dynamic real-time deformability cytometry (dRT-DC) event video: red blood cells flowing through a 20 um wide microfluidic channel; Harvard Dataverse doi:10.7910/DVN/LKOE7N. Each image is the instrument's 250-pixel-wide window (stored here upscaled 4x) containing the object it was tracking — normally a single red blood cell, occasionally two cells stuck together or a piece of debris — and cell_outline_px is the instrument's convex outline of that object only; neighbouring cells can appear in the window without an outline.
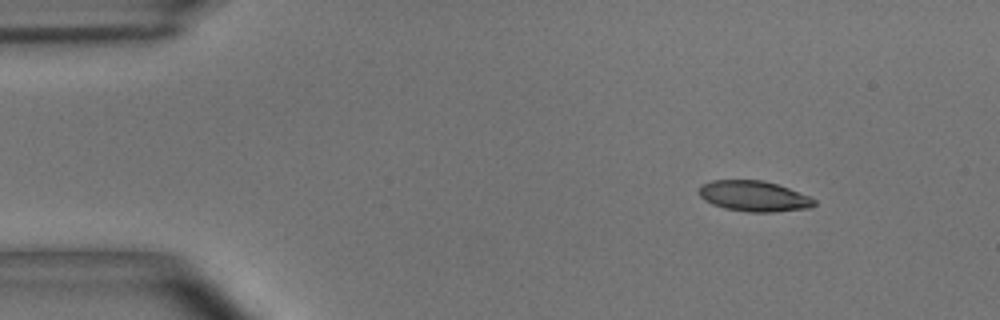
{"species": "common noctule bat (a hibernating species)", "species_latin": "Nyctalus noctula", "temperature_condition": "room temperature", "stored_images_in_passage": 5, "camera_frame_rate_fps": 3000, "um_per_image_px": 0.085, "animal": {"sex": "male", "body_mass_g": 15.6}, "frame": {"image": 1, "passage_image": 1, "time_ms": 0.0, "image_size_px": [1000, 320], "cell_outline_px": [[816, 204], [808, 208], [772, 212], [748, 212], [724, 208], [712, 204], [704, 200], [700, 196], [700, 188], [704, 184], [712, 180], [760, 180], [776, 184], [788, 188], [808, 196], [816, 200]], "centroid_in_image_um": [64.08, 16.68], "position_along_channel_um": 20.9, "area_um2": 20.29}}
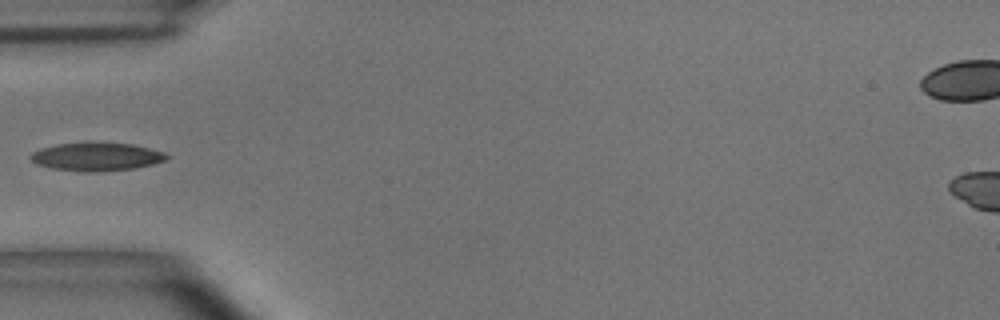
{"frame": {"image": 2, "passage_image": 4, "time_ms": 1.0, "image_size_px": [1000, 320], "cell_outline_px": [[172, 156], [168, 160], [136, 168], [100, 172], [80, 172], [52, 168], [36, 164], [28, 156], [32, 152], [40, 148], [56, 144], [84, 140], [92, 140], [132, 144], [164, 152]], "centroid_in_image_um": [8.2, 13.29], "position_along_channel_um": 76.8, "area_um2": 23.41}}
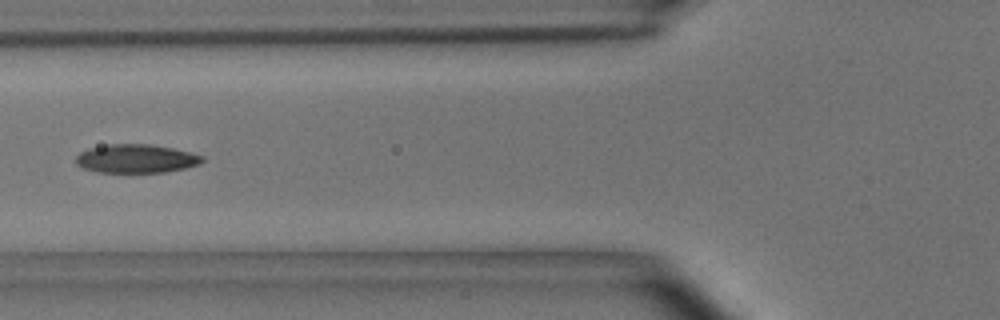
{"frame": {"image": 3, "passage_image": 5, "time_ms": 1.333, "image_size_px": [1000, 320], "cell_outline_px": [[204, 160], [200, 164], [184, 168], [164, 172], [96, 172], [84, 168], [76, 164], [76, 156], [80, 152], [88, 148], [108, 144], [152, 144], [172, 148], [204, 156]], "centroid_in_image_um": [11.55, 13.48], "position_along_channel_um": 114.2, "area_um2": 21.04}}